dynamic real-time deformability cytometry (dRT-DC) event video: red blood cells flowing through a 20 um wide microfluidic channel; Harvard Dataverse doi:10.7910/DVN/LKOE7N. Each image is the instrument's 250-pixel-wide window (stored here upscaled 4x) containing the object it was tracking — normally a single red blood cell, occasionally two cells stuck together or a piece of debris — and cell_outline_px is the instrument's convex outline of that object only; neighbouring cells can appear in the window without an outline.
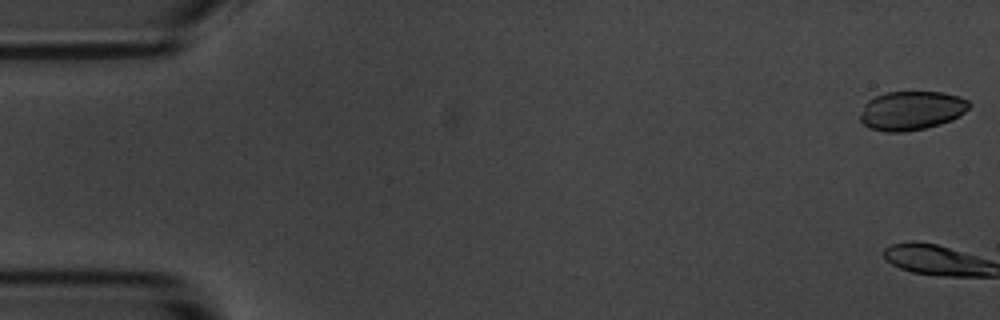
{"species": "common noctule bat (a hibernating species)", "species_latin": "Nyctalus noctula", "temperature_condition": "room temperature", "stored_images_in_passage": 2, "camera_frame_rate_fps": 3000, "um_per_image_px": 0.085, "animal": {"sex": "male", "body_mass_g": 20.1, "forearm_length_mm": 53.5}, "frame": {"image": 1, "passage_image": 1, "time_ms": 0.0, "image_size_px": [1000, 320], "cell_outline_px": [[968, 108], [960, 116], [952, 120], [940, 124], [924, 128], [904, 132], [884, 132], [868, 128], [860, 120], [860, 116], [864, 104], [868, 100], [884, 92], [944, 92], [960, 96], [968, 100]], "centroid_in_image_um": [77.46, 9.4], "position_along_channel_um": 7.5, "area_um2": 24.85}}